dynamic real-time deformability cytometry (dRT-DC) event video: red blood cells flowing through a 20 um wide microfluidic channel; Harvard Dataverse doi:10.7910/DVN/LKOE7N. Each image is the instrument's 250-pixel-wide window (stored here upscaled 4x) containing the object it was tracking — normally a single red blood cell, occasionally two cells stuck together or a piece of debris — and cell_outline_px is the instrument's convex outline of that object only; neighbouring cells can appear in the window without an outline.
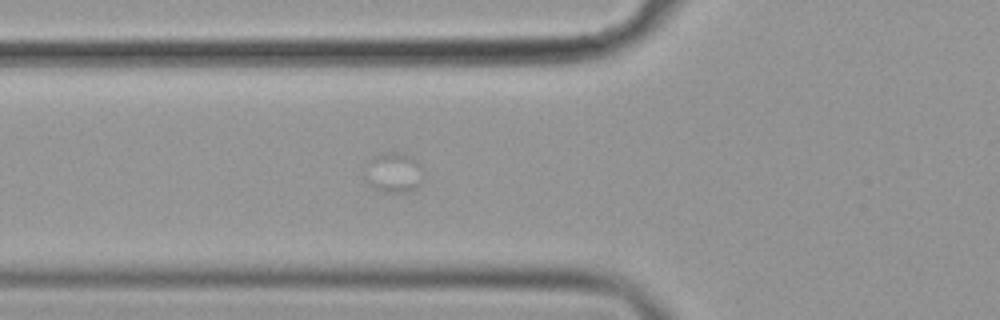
{"species": "common noctule bat (a hibernating species)", "species_latin": "Nyctalus noctula", "temperature_condition": "cold", "stored_images_in_passage": 3, "camera_frame_rate_fps": 3000, "um_per_image_px": 0.085, "animal": {"sex": "female", "body_mass_g": 19.9}, "frame": {"image": 1, "passage_image": 2, "time_ms": 0.333, "image_size_px": [1000, 320], "cell_outline_px": [[424, 180], [416, 188], [404, 192], [388, 192], [376, 188], [368, 184], [364, 176], [364, 164], [372, 156], [380, 152], [404, 152], [412, 156], [420, 164]], "centroid_in_image_um": [33.43, 14.62], "position_along_channel_um": 92.4, "area_um2": 14.1}}